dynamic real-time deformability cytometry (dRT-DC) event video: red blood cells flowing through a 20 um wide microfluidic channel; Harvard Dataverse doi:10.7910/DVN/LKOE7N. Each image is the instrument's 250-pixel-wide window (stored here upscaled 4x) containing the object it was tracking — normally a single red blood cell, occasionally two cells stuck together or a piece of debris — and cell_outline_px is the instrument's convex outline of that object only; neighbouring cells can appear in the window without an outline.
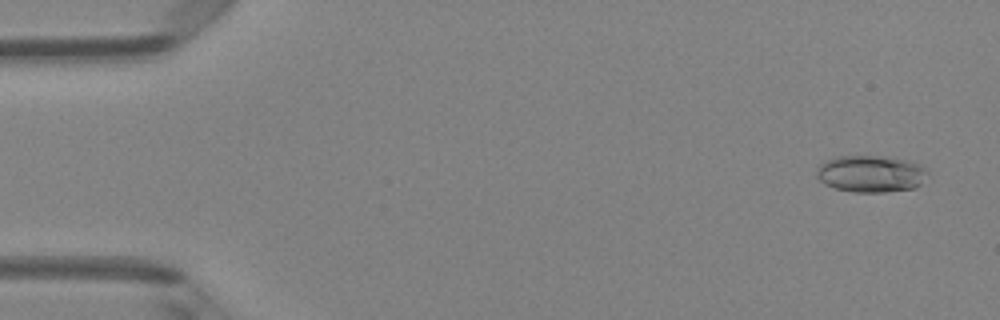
{"species": "Egyptian fruit bat (a non-hibernating species)", "species_latin": "Rousettus aegyptiacus", "temperature_condition": "room temperature", "stored_images_in_passage": 50, "camera_frame_rate_fps": 3000, "um_per_image_px": 0.085, "animal": {"sex": "female"}, "frame": {"image": 1, "passage_image": 3, "time_ms": 0.667, "image_size_px": [1000, 320], "cell_outline_px": [[928, 172], [920, 184], [916, 188], [884, 192], [852, 192], [836, 188], [824, 184], [816, 176], [816, 168], [820, 164], [828, 160], [840, 156], [892, 156], [920, 164]], "centroid_in_image_um": [74.02, 14.77], "position_along_channel_um": 11.0, "area_um2": 23.93}}
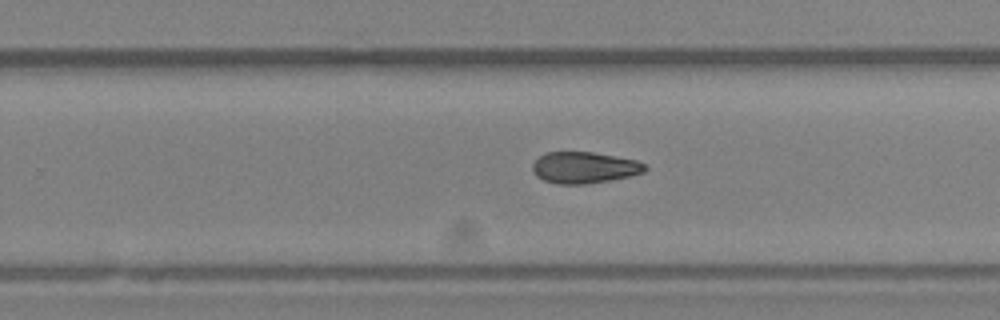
{"frame": {"image": 2, "passage_image": 32, "time_ms": 10.333, "image_size_px": [1000, 320], "cell_outline_px": [[648, 168], [644, 172], [632, 176], [584, 184], [556, 184], [544, 180], [536, 176], [532, 172], [532, 164], [544, 152], [592, 152], [636, 160], [644, 164]], "centroid_in_image_um": [49.64, 14.24], "position_along_channel_um": 280.2, "area_um2": 20.58}}
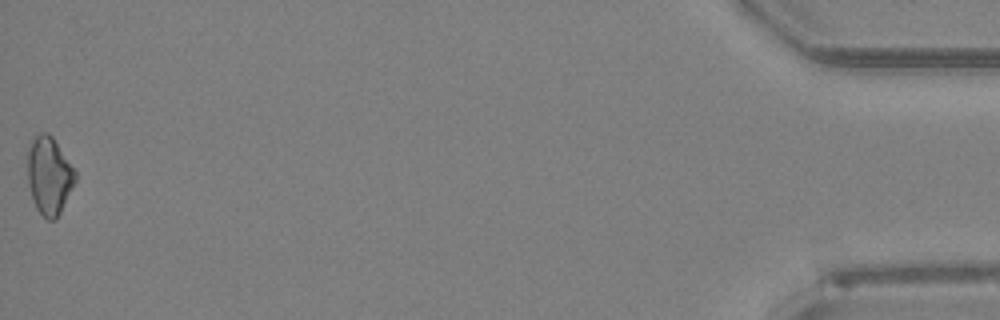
{"frame": {"image": 3, "passage_image": 50, "time_ms": 16.333, "image_size_px": [1000, 320], "cell_outline_px": [[76, 180], [56, 220], [48, 220], [36, 208], [28, 184], [28, 152], [32, 140], [40, 132], [48, 132], [52, 136], [76, 172]], "centroid_in_image_um": [4.18, 14.92], "position_along_channel_um": 431.0, "area_um2": 21.21}}